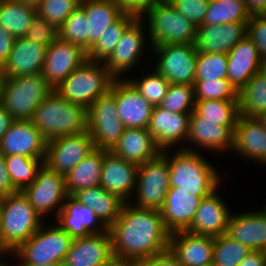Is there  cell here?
Returning a JSON list of instances; mask_svg holds the SVG:
<instances>
[{
	"label": "cell",
	"instance_id": "ee69618b",
	"mask_svg": "<svg viewBox=\"0 0 266 266\" xmlns=\"http://www.w3.org/2000/svg\"><path fill=\"white\" fill-rule=\"evenodd\" d=\"M228 55L199 52L195 81H214L227 78Z\"/></svg>",
	"mask_w": 266,
	"mask_h": 266
},
{
	"label": "cell",
	"instance_id": "ac0fdd59",
	"mask_svg": "<svg viewBox=\"0 0 266 266\" xmlns=\"http://www.w3.org/2000/svg\"><path fill=\"white\" fill-rule=\"evenodd\" d=\"M138 167L115 155L112 151L104 149L100 185L128 203L134 199Z\"/></svg>",
	"mask_w": 266,
	"mask_h": 266
},
{
	"label": "cell",
	"instance_id": "7bdbcfd3",
	"mask_svg": "<svg viewBox=\"0 0 266 266\" xmlns=\"http://www.w3.org/2000/svg\"><path fill=\"white\" fill-rule=\"evenodd\" d=\"M147 75L140 77L141 79H127L140 95L153 106H158L165 97L170 82L165 79L156 70H151Z\"/></svg>",
	"mask_w": 266,
	"mask_h": 266
},
{
	"label": "cell",
	"instance_id": "8992f818",
	"mask_svg": "<svg viewBox=\"0 0 266 266\" xmlns=\"http://www.w3.org/2000/svg\"><path fill=\"white\" fill-rule=\"evenodd\" d=\"M114 80L115 78L103 62L87 59L54 91L65 100L87 109L95 100L110 90Z\"/></svg>",
	"mask_w": 266,
	"mask_h": 266
},
{
	"label": "cell",
	"instance_id": "74e56055",
	"mask_svg": "<svg viewBox=\"0 0 266 266\" xmlns=\"http://www.w3.org/2000/svg\"><path fill=\"white\" fill-rule=\"evenodd\" d=\"M204 121L217 125L236 126L239 114L238 100L195 101V110Z\"/></svg>",
	"mask_w": 266,
	"mask_h": 266
},
{
	"label": "cell",
	"instance_id": "4dcf8cb0",
	"mask_svg": "<svg viewBox=\"0 0 266 266\" xmlns=\"http://www.w3.org/2000/svg\"><path fill=\"white\" fill-rule=\"evenodd\" d=\"M110 151L138 166L155 158L161 152L147 128H125Z\"/></svg>",
	"mask_w": 266,
	"mask_h": 266
},
{
	"label": "cell",
	"instance_id": "be15d7a7",
	"mask_svg": "<svg viewBox=\"0 0 266 266\" xmlns=\"http://www.w3.org/2000/svg\"><path fill=\"white\" fill-rule=\"evenodd\" d=\"M260 72L266 76V56L261 59Z\"/></svg>",
	"mask_w": 266,
	"mask_h": 266
},
{
	"label": "cell",
	"instance_id": "f35d334b",
	"mask_svg": "<svg viewBox=\"0 0 266 266\" xmlns=\"http://www.w3.org/2000/svg\"><path fill=\"white\" fill-rule=\"evenodd\" d=\"M6 168L14 188L22 191L36 179L45 158H30L21 155L4 156Z\"/></svg>",
	"mask_w": 266,
	"mask_h": 266
},
{
	"label": "cell",
	"instance_id": "6da1fadb",
	"mask_svg": "<svg viewBox=\"0 0 266 266\" xmlns=\"http://www.w3.org/2000/svg\"><path fill=\"white\" fill-rule=\"evenodd\" d=\"M113 256L143 260L169 248L170 232L162 213L125 203L119 217L108 228Z\"/></svg>",
	"mask_w": 266,
	"mask_h": 266
},
{
	"label": "cell",
	"instance_id": "5b68a950",
	"mask_svg": "<svg viewBox=\"0 0 266 266\" xmlns=\"http://www.w3.org/2000/svg\"><path fill=\"white\" fill-rule=\"evenodd\" d=\"M44 219L20 191L0 198V232L13 253L44 223Z\"/></svg>",
	"mask_w": 266,
	"mask_h": 266
},
{
	"label": "cell",
	"instance_id": "9a60e30c",
	"mask_svg": "<svg viewBox=\"0 0 266 266\" xmlns=\"http://www.w3.org/2000/svg\"><path fill=\"white\" fill-rule=\"evenodd\" d=\"M88 59L82 47L56 38L46 49L42 75L56 89L77 67Z\"/></svg>",
	"mask_w": 266,
	"mask_h": 266
},
{
	"label": "cell",
	"instance_id": "d6986e66",
	"mask_svg": "<svg viewBox=\"0 0 266 266\" xmlns=\"http://www.w3.org/2000/svg\"><path fill=\"white\" fill-rule=\"evenodd\" d=\"M112 257V238L108 229L73 239L62 266H107Z\"/></svg>",
	"mask_w": 266,
	"mask_h": 266
},
{
	"label": "cell",
	"instance_id": "03108f58",
	"mask_svg": "<svg viewBox=\"0 0 266 266\" xmlns=\"http://www.w3.org/2000/svg\"><path fill=\"white\" fill-rule=\"evenodd\" d=\"M5 75L3 73L2 68L0 67V100H1V92H2V86L4 82Z\"/></svg>",
	"mask_w": 266,
	"mask_h": 266
},
{
	"label": "cell",
	"instance_id": "f907efd6",
	"mask_svg": "<svg viewBox=\"0 0 266 266\" xmlns=\"http://www.w3.org/2000/svg\"><path fill=\"white\" fill-rule=\"evenodd\" d=\"M247 36L258 48L261 58L266 56V15L250 16Z\"/></svg>",
	"mask_w": 266,
	"mask_h": 266
},
{
	"label": "cell",
	"instance_id": "003e7915",
	"mask_svg": "<svg viewBox=\"0 0 266 266\" xmlns=\"http://www.w3.org/2000/svg\"><path fill=\"white\" fill-rule=\"evenodd\" d=\"M257 120L266 128V112L257 117Z\"/></svg>",
	"mask_w": 266,
	"mask_h": 266
},
{
	"label": "cell",
	"instance_id": "603a6c76",
	"mask_svg": "<svg viewBox=\"0 0 266 266\" xmlns=\"http://www.w3.org/2000/svg\"><path fill=\"white\" fill-rule=\"evenodd\" d=\"M248 22L222 25L201 24L197 27L194 46L199 52L227 54L247 36Z\"/></svg>",
	"mask_w": 266,
	"mask_h": 266
},
{
	"label": "cell",
	"instance_id": "94428289",
	"mask_svg": "<svg viewBox=\"0 0 266 266\" xmlns=\"http://www.w3.org/2000/svg\"><path fill=\"white\" fill-rule=\"evenodd\" d=\"M16 1L37 8L41 4L42 0H16Z\"/></svg>",
	"mask_w": 266,
	"mask_h": 266
},
{
	"label": "cell",
	"instance_id": "836d02e7",
	"mask_svg": "<svg viewBox=\"0 0 266 266\" xmlns=\"http://www.w3.org/2000/svg\"><path fill=\"white\" fill-rule=\"evenodd\" d=\"M104 149L95 148L76 167L65 175L68 195L79 190L100 186Z\"/></svg>",
	"mask_w": 266,
	"mask_h": 266
},
{
	"label": "cell",
	"instance_id": "ab89813d",
	"mask_svg": "<svg viewBox=\"0 0 266 266\" xmlns=\"http://www.w3.org/2000/svg\"><path fill=\"white\" fill-rule=\"evenodd\" d=\"M249 19L243 0H210L203 24L217 26L233 22H248Z\"/></svg>",
	"mask_w": 266,
	"mask_h": 266
},
{
	"label": "cell",
	"instance_id": "f1b7e54d",
	"mask_svg": "<svg viewBox=\"0 0 266 266\" xmlns=\"http://www.w3.org/2000/svg\"><path fill=\"white\" fill-rule=\"evenodd\" d=\"M214 237L194 235L187 231L170 234L169 248L183 266L212 264Z\"/></svg>",
	"mask_w": 266,
	"mask_h": 266
},
{
	"label": "cell",
	"instance_id": "d6a6232c",
	"mask_svg": "<svg viewBox=\"0 0 266 266\" xmlns=\"http://www.w3.org/2000/svg\"><path fill=\"white\" fill-rule=\"evenodd\" d=\"M72 196L84 206L89 207L107 228L119 217L125 204L122 199L106 191L101 185L79 190Z\"/></svg>",
	"mask_w": 266,
	"mask_h": 266
},
{
	"label": "cell",
	"instance_id": "11a10c76",
	"mask_svg": "<svg viewBox=\"0 0 266 266\" xmlns=\"http://www.w3.org/2000/svg\"><path fill=\"white\" fill-rule=\"evenodd\" d=\"M14 37L0 25V67H2L8 59L12 51Z\"/></svg>",
	"mask_w": 266,
	"mask_h": 266
},
{
	"label": "cell",
	"instance_id": "5bb4252c",
	"mask_svg": "<svg viewBox=\"0 0 266 266\" xmlns=\"http://www.w3.org/2000/svg\"><path fill=\"white\" fill-rule=\"evenodd\" d=\"M145 25L147 24H144V20L137 17L125 29L113 53L104 62L105 67L115 79H123L122 74L132 70L133 66L140 61V57L144 55V48L148 47V43L145 41L148 36L147 31L144 30Z\"/></svg>",
	"mask_w": 266,
	"mask_h": 266
},
{
	"label": "cell",
	"instance_id": "277c9868",
	"mask_svg": "<svg viewBox=\"0 0 266 266\" xmlns=\"http://www.w3.org/2000/svg\"><path fill=\"white\" fill-rule=\"evenodd\" d=\"M140 18L148 24L149 48L154 45L194 43L197 27L178 12L169 0H158Z\"/></svg>",
	"mask_w": 266,
	"mask_h": 266
},
{
	"label": "cell",
	"instance_id": "3957f363",
	"mask_svg": "<svg viewBox=\"0 0 266 266\" xmlns=\"http://www.w3.org/2000/svg\"><path fill=\"white\" fill-rule=\"evenodd\" d=\"M31 121L49 141L87 131V109L65 100L53 91L36 108Z\"/></svg>",
	"mask_w": 266,
	"mask_h": 266
},
{
	"label": "cell",
	"instance_id": "9f6ffc18",
	"mask_svg": "<svg viewBox=\"0 0 266 266\" xmlns=\"http://www.w3.org/2000/svg\"><path fill=\"white\" fill-rule=\"evenodd\" d=\"M238 266H266V251H250Z\"/></svg>",
	"mask_w": 266,
	"mask_h": 266
},
{
	"label": "cell",
	"instance_id": "f546056e",
	"mask_svg": "<svg viewBox=\"0 0 266 266\" xmlns=\"http://www.w3.org/2000/svg\"><path fill=\"white\" fill-rule=\"evenodd\" d=\"M227 55V78L240 91L260 71L262 58L248 36L239 41Z\"/></svg>",
	"mask_w": 266,
	"mask_h": 266
},
{
	"label": "cell",
	"instance_id": "e575fe53",
	"mask_svg": "<svg viewBox=\"0 0 266 266\" xmlns=\"http://www.w3.org/2000/svg\"><path fill=\"white\" fill-rule=\"evenodd\" d=\"M37 8L16 0H0V25L15 39L25 37Z\"/></svg>",
	"mask_w": 266,
	"mask_h": 266
},
{
	"label": "cell",
	"instance_id": "83f0119b",
	"mask_svg": "<svg viewBox=\"0 0 266 266\" xmlns=\"http://www.w3.org/2000/svg\"><path fill=\"white\" fill-rule=\"evenodd\" d=\"M206 196H196L178 190V187L169 188L162 213L165 228L170 232L185 231L192 223L196 210Z\"/></svg>",
	"mask_w": 266,
	"mask_h": 266
},
{
	"label": "cell",
	"instance_id": "91938a15",
	"mask_svg": "<svg viewBox=\"0 0 266 266\" xmlns=\"http://www.w3.org/2000/svg\"><path fill=\"white\" fill-rule=\"evenodd\" d=\"M107 266H139V261L113 256Z\"/></svg>",
	"mask_w": 266,
	"mask_h": 266
},
{
	"label": "cell",
	"instance_id": "7dc6e473",
	"mask_svg": "<svg viewBox=\"0 0 266 266\" xmlns=\"http://www.w3.org/2000/svg\"><path fill=\"white\" fill-rule=\"evenodd\" d=\"M81 0H42L37 14L57 29L80 5Z\"/></svg>",
	"mask_w": 266,
	"mask_h": 266
},
{
	"label": "cell",
	"instance_id": "681fc988",
	"mask_svg": "<svg viewBox=\"0 0 266 266\" xmlns=\"http://www.w3.org/2000/svg\"><path fill=\"white\" fill-rule=\"evenodd\" d=\"M169 2L198 27L204 23L210 0H169Z\"/></svg>",
	"mask_w": 266,
	"mask_h": 266
},
{
	"label": "cell",
	"instance_id": "bcb514c9",
	"mask_svg": "<svg viewBox=\"0 0 266 266\" xmlns=\"http://www.w3.org/2000/svg\"><path fill=\"white\" fill-rule=\"evenodd\" d=\"M176 113H191L195 110L194 86L188 84H170V87L158 105Z\"/></svg>",
	"mask_w": 266,
	"mask_h": 266
},
{
	"label": "cell",
	"instance_id": "52a82bcc",
	"mask_svg": "<svg viewBox=\"0 0 266 266\" xmlns=\"http://www.w3.org/2000/svg\"><path fill=\"white\" fill-rule=\"evenodd\" d=\"M53 91L42 73L4 78L0 103L14 120H31Z\"/></svg>",
	"mask_w": 266,
	"mask_h": 266
},
{
	"label": "cell",
	"instance_id": "f5cc1de1",
	"mask_svg": "<svg viewBox=\"0 0 266 266\" xmlns=\"http://www.w3.org/2000/svg\"><path fill=\"white\" fill-rule=\"evenodd\" d=\"M125 13H132L140 17L149 7L158 0H112Z\"/></svg>",
	"mask_w": 266,
	"mask_h": 266
},
{
	"label": "cell",
	"instance_id": "ffe728a7",
	"mask_svg": "<svg viewBox=\"0 0 266 266\" xmlns=\"http://www.w3.org/2000/svg\"><path fill=\"white\" fill-rule=\"evenodd\" d=\"M115 102L125 128H148L154 106L127 80L115 79Z\"/></svg>",
	"mask_w": 266,
	"mask_h": 266
},
{
	"label": "cell",
	"instance_id": "4316f807",
	"mask_svg": "<svg viewBox=\"0 0 266 266\" xmlns=\"http://www.w3.org/2000/svg\"><path fill=\"white\" fill-rule=\"evenodd\" d=\"M47 47L25 37L16 38L7 61L1 67L5 78L41 73Z\"/></svg>",
	"mask_w": 266,
	"mask_h": 266
},
{
	"label": "cell",
	"instance_id": "c3c4849f",
	"mask_svg": "<svg viewBox=\"0 0 266 266\" xmlns=\"http://www.w3.org/2000/svg\"><path fill=\"white\" fill-rule=\"evenodd\" d=\"M58 37L57 28L47 22L38 14L31 23L30 28L26 32L25 38L37 44L46 46L47 48Z\"/></svg>",
	"mask_w": 266,
	"mask_h": 266
},
{
	"label": "cell",
	"instance_id": "d4e9b609",
	"mask_svg": "<svg viewBox=\"0 0 266 266\" xmlns=\"http://www.w3.org/2000/svg\"><path fill=\"white\" fill-rule=\"evenodd\" d=\"M232 151L254 163L266 164V128L257 118L238 116Z\"/></svg>",
	"mask_w": 266,
	"mask_h": 266
},
{
	"label": "cell",
	"instance_id": "4fadbf2b",
	"mask_svg": "<svg viewBox=\"0 0 266 266\" xmlns=\"http://www.w3.org/2000/svg\"><path fill=\"white\" fill-rule=\"evenodd\" d=\"M95 148L88 130L79 134L59 136L47 141L44 164L65 176Z\"/></svg>",
	"mask_w": 266,
	"mask_h": 266
},
{
	"label": "cell",
	"instance_id": "7c38bea8",
	"mask_svg": "<svg viewBox=\"0 0 266 266\" xmlns=\"http://www.w3.org/2000/svg\"><path fill=\"white\" fill-rule=\"evenodd\" d=\"M21 192L43 219L51 212L56 218L68 196L65 176L45 164L38 170L33 183Z\"/></svg>",
	"mask_w": 266,
	"mask_h": 266
},
{
	"label": "cell",
	"instance_id": "7a4b0ae2",
	"mask_svg": "<svg viewBox=\"0 0 266 266\" xmlns=\"http://www.w3.org/2000/svg\"><path fill=\"white\" fill-rule=\"evenodd\" d=\"M186 146L179 147L180 150L173 154L167 150L169 186L178 187V190H184L190 195L208 196L220 188L221 174L192 145L190 148L188 144Z\"/></svg>",
	"mask_w": 266,
	"mask_h": 266
},
{
	"label": "cell",
	"instance_id": "816d5d0a",
	"mask_svg": "<svg viewBox=\"0 0 266 266\" xmlns=\"http://www.w3.org/2000/svg\"><path fill=\"white\" fill-rule=\"evenodd\" d=\"M139 266H183L176 255L168 248L149 258L139 260Z\"/></svg>",
	"mask_w": 266,
	"mask_h": 266
},
{
	"label": "cell",
	"instance_id": "7402d4cb",
	"mask_svg": "<svg viewBox=\"0 0 266 266\" xmlns=\"http://www.w3.org/2000/svg\"><path fill=\"white\" fill-rule=\"evenodd\" d=\"M225 234L251 251H266V206L254 212H232Z\"/></svg>",
	"mask_w": 266,
	"mask_h": 266
},
{
	"label": "cell",
	"instance_id": "30bf717a",
	"mask_svg": "<svg viewBox=\"0 0 266 266\" xmlns=\"http://www.w3.org/2000/svg\"><path fill=\"white\" fill-rule=\"evenodd\" d=\"M115 102V80L110 90L87 108V130L96 148L111 150L123 134Z\"/></svg>",
	"mask_w": 266,
	"mask_h": 266
},
{
	"label": "cell",
	"instance_id": "e0dca14e",
	"mask_svg": "<svg viewBox=\"0 0 266 266\" xmlns=\"http://www.w3.org/2000/svg\"><path fill=\"white\" fill-rule=\"evenodd\" d=\"M190 114L172 113L154 106L147 129L161 151L172 147L175 149L176 144L186 145L184 142L187 140Z\"/></svg>",
	"mask_w": 266,
	"mask_h": 266
},
{
	"label": "cell",
	"instance_id": "60d3db41",
	"mask_svg": "<svg viewBox=\"0 0 266 266\" xmlns=\"http://www.w3.org/2000/svg\"><path fill=\"white\" fill-rule=\"evenodd\" d=\"M251 250L225 233L214 237L213 266H238Z\"/></svg>",
	"mask_w": 266,
	"mask_h": 266
},
{
	"label": "cell",
	"instance_id": "b9f144b4",
	"mask_svg": "<svg viewBox=\"0 0 266 266\" xmlns=\"http://www.w3.org/2000/svg\"><path fill=\"white\" fill-rule=\"evenodd\" d=\"M87 24L85 10L79 5L57 29L58 38L78 45L88 52Z\"/></svg>",
	"mask_w": 266,
	"mask_h": 266
},
{
	"label": "cell",
	"instance_id": "a7ac6f4b",
	"mask_svg": "<svg viewBox=\"0 0 266 266\" xmlns=\"http://www.w3.org/2000/svg\"><path fill=\"white\" fill-rule=\"evenodd\" d=\"M7 264H9V262H7V263H6V261L3 262V260L0 258V266H12V265H7Z\"/></svg>",
	"mask_w": 266,
	"mask_h": 266
},
{
	"label": "cell",
	"instance_id": "f6af8a7d",
	"mask_svg": "<svg viewBox=\"0 0 266 266\" xmlns=\"http://www.w3.org/2000/svg\"><path fill=\"white\" fill-rule=\"evenodd\" d=\"M194 100H239V91L228 80L223 78L214 81H195Z\"/></svg>",
	"mask_w": 266,
	"mask_h": 266
},
{
	"label": "cell",
	"instance_id": "9c48e42d",
	"mask_svg": "<svg viewBox=\"0 0 266 266\" xmlns=\"http://www.w3.org/2000/svg\"><path fill=\"white\" fill-rule=\"evenodd\" d=\"M169 174L167 150H163L155 158L138 167L133 193L136 199L134 204L132 200L129 203L137 208L160 211L170 188Z\"/></svg>",
	"mask_w": 266,
	"mask_h": 266
},
{
	"label": "cell",
	"instance_id": "6125c7cd",
	"mask_svg": "<svg viewBox=\"0 0 266 266\" xmlns=\"http://www.w3.org/2000/svg\"><path fill=\"white\" fill-rule=\"evenodd\" d=\"M7 254V255H6ZM12 253L6 248V246L4 245L3 241H2V237H1V232H0V256L5 255H11Z\"/></svg>",
	"mask_w": 266,
	"mask_h": 266
},
{
	"label": "cell",
	"instance_id": "db71d44e",
	"mask_svg": "<svg viewBox=\"0 0 266 266\" xmlns=\"http://www.w3.org/2000/svg\"><path fill=\"white\" fill-rule=\"evenodd\" d=\"M18 192L9 177L4 155L0 152V198Z\"/></svg>",
	"mask_w": 266,
	"mask_h": 266
},
{
	"label": "cell",
	"instance_id": "484cf974",
	"mask_svg": "<svg viewBox=\"0 0 266 266\" xmlns=\"http://www.w3.org/2000/svg\"><path fill=\"white\" fill-rule=\"evenodd\" d=\"M236 126L217 125L215 122L204 121L195 111L191 112L187 140L190 145L205 148L204 150L230 151L233 148V136Z\"/></svg>",
	"mask_w": 266,
	"mask_h": 266
},
{
	"label": "cell",
	"instance_id": "e7e4bbea",
	"mask_svg": "<svg viewBox=\"0 0 266 266\" xmlns=\"http://www.w3.org/2000/svg\"><path fill=\"white\" fill-rule=\"evenodd\" d=\"M17 266H62V264H17Z\"/></svg>",
	"mask_w": 266,
	"mask_h": 266
},
{
	"label": "cell",
	"instance_id": "44dd1931",
	"mask_svg": "<svg viewBox=\"0 0 266 266\" xmlns=\"http://www.w3.org/2000/svg\"><path fill=\"white\" fill-rule=\"evenodd\" d=\"M217 190L218 188L202 199L191 225L185 231L211 237H217L226 232L232 211Z\"/></svg>",
	"mask_w": 266,
	"mask_h": 266
},
{
	"label": "cell",
	"instance_id": "8d00e7d4",
	"mask_svg": "<svg viewBox=\"0 0 266 266\" xmlns=\"http://www.w3.org/2000/svg\"><path fill=\"white\" fill-rule=\"evenodd\" d=\"M137 18L132 13H124L116 22L111 24L99 38L98 42L87 52L91 61L105 62L113 53L125 29Z\"/></svg>",
	"mask_w": 266,
	"mask_h": 266
},
{
	"label": "cell",
	"instance_id": "ba28073f",
	"mask_svg": "<svg viewBox=\"0 0 266 266\" xmlns=\"http://www.w3.org/2000/svg\"><path fill=\"white\" fill-rule=\"evenodd\" d=\"M54 224L47 226L44 222L10 257H15L19 264H62L73 239Z\"/></svg>",
	"mask_w": 266,
	"mask_h": 266
},
{
	"label": "cell",
	"instance_id": "d590c367",
	"mask_svg": "<svg viewBox=\"0 0 266 266\" xmlns=\"http://www.w3.org/2000/svg\"><path fill=\"white\" fill-rule=\"evenodd\" d=\"M239 114L257 118L266 112V76L257 72L239 91Z\"/></svg>",
	"mask_w": 266,
	"mask_h": 266
},
{
	"label": "cell",
	"instance_id": "cb8c5ba5",
	"mask_svg": "<svg viewBox=\"0 0 266 266\" xmlns=\"http://www.w3.org/2000/svg\"><path fill=\"white\" fill-rule=\"evenodd\" d=\"M53 222L64 229L72 239L108 230L89 207L84 206L72 195L67 196L62 209Z\"/></svg>",
	"mask_w": 266,
	"mask_h": 266
},
{
	"label": "cell",
	"instance_id": "2e32d148",
	"mask_svg": "<svg viewBox=\"0 0 266 266\" xmlns=\"http://www.w3.org/2000/svg\"><path fill=\"white\" fill-rule=\"evenodd\" d=\"M47 140L31 120H15L0 140L4 156L21 155L45 158Z\"/></svg>",
	"mask_w": 266,
	"mask_h": 266
},
{
	"label": "cell",
	"instance_id": "6f0895ef",
	"mask_svg": "<svg viewBox=\"0 0 266 266\" xmlns=\"http://www.w3.org/2000/svg\"><path fill=\"white\" fill-rule=\"evenodd\" d=\"M249 16L266 15V0H243Z\"/></svg>",
	"mask_w": 266,
	"mask_h": 266
},
{
	"label": "cell",
	"instance_id": "8fae6325",
	"mask_svg": "<svg viewBox=\"0 0 266 266\" xmlns=\"http://www.w3.org/2000/svg\"><path fill=\"white\" fill-rule=\"evenodd\" d=\"M151 48L158 60L154 69L170 84L194 85L198 56L194 43L154 45Z\"/></svg>",
	"mask_w": 266,
	"mask_h": 266
},
{
	"label": "cell",
	"instance_id": "1f68e13d",
	"mask_svg": "<svg viewBox=\"0 0 266 266\" xmlns=\"http://www.w3.org/2000/svg\"><path fill=\"white\" fill-rule=\"evenodd\" d=\"M88 20V51L102 37L106 28L116 22L125 12L112 0H81Z\"/></svg>",
	"mask_w": 266,
	"mask_h": 266
},
{
	"label": "cell",
	"instance_id": "680465c9",
	"mask_svg": "<svg viewBox=\"0 0 266 266\" xmlns=\"http://www.w3.org/2000/svg\"><path fill=\"white\" fill-rule=\"evenodd\" d=\"M15 120L0 103V140Z\"/></svg>",
	"mask_w": 266,
	"mask_h": 266
}]
</instances>
